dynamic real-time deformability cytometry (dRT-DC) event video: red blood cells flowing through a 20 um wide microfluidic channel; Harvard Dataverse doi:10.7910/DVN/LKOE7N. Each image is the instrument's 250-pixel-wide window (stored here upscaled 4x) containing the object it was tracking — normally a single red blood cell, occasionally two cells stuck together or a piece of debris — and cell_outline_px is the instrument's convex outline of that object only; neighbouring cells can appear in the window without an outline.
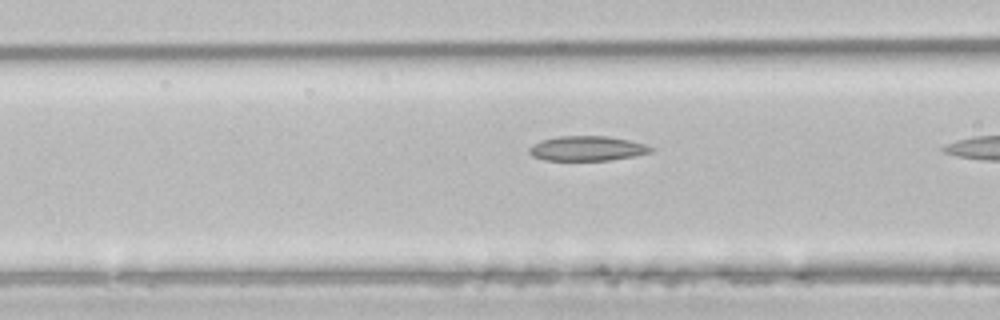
{"species": "common noctule bat (a hibernating species)", "species_latin": "Nyctalus noctula", "temperature_condition": "room temperature", "stored_images_in_passage": 11, "camera_frame_rate_fps": 3000, "um_per_image_px": 0.085, "animal": {"sex": "male", "body_mass_g": 21.5, "forearm_length_mm": 52.0}, "frame": {"image": 1, "passage_image": 10, "time_ms": 3.0, "image_size_px": [1000, 320], "cell_outline_px": [[656, 148], [652, 152], [636, 156], [608, 160], [544, 160], [532, 156], [528, 152], [528, 148], [540, 140], [560, 136], [608, 136], [628, 140], [644, 144]], "centroid_in_image_um": [49.91, 12.62], "position_along_channel_um": 116.7, "area_um2": 17.63}}